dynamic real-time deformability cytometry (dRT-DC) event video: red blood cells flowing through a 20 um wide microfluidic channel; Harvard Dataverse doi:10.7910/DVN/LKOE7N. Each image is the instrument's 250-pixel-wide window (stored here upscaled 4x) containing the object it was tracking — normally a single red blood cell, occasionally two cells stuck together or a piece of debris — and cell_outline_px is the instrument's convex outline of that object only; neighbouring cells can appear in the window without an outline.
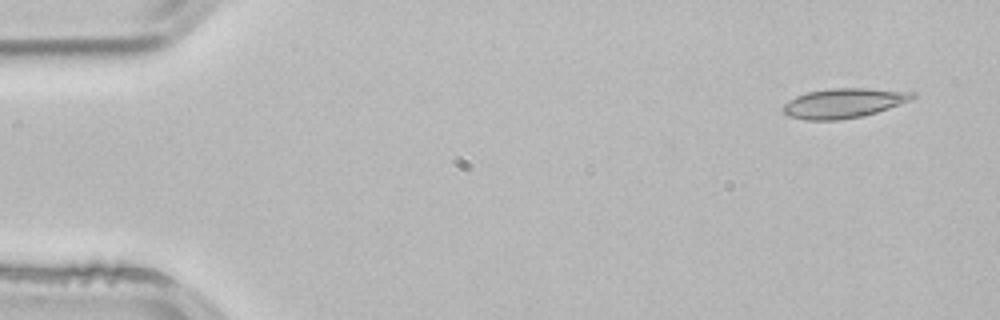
{"species": "common noctule bat (a hibernating species)", "species_latin": "Nyctalus noctula", "temperature_condition": "room temperature", "stored_images_in_passage": 3, "camera_frame_rate_fps": 3000, "um_per_image_px": 0.085, "animal": {"sex": "male", "body_mass_g": 21.5, "forearm_length_mm": 52.0}, "frame": {"image": 1, "passage_image": 1, "time_ms": 0.0, "image_size_px": [1000, 320], "cell_outline_px": [[916, 96], [912, 100], [876, 112], [860, 116], [840, 120], [804, 120], [788, 116], [780, 108], [788, 100], [796, 96], [808, 92], [832, 88], [864, 88], [916, 92]], "centroid_in_image_um": [71.69, 8.76], "position_along_channel_um": 13.3, "area_um2": 22.37}}
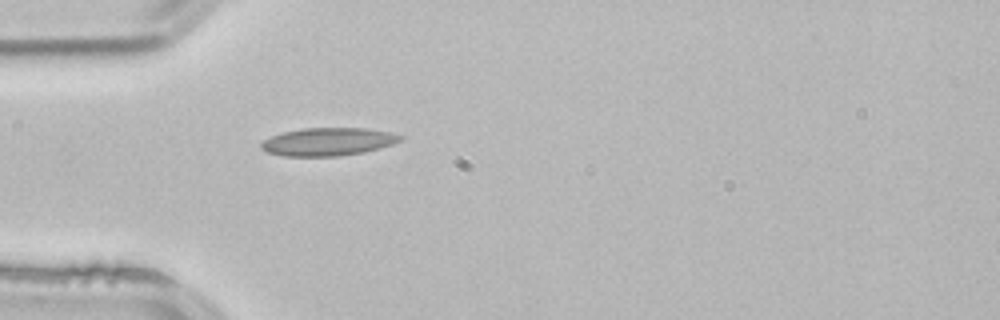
{"frame": {"image": 2, "passage_image": 3, "time_ms": 0.667, "image_size_px": [1000, 320], "cell_outline_px": [[404, 136], [400, 140], [392, 144], [380, 148], [364, 152], [340, 156], [284, 156], [268, 152], [260, 148], [260, 144], [264, 140], [272, 136], [284, 132], [304, 128], [364, 128], [388, 132]], "centroid_in_image_um": [27.88, 12.05], "position_along_channel_um": 57.1, "area_um2": 22.48}}